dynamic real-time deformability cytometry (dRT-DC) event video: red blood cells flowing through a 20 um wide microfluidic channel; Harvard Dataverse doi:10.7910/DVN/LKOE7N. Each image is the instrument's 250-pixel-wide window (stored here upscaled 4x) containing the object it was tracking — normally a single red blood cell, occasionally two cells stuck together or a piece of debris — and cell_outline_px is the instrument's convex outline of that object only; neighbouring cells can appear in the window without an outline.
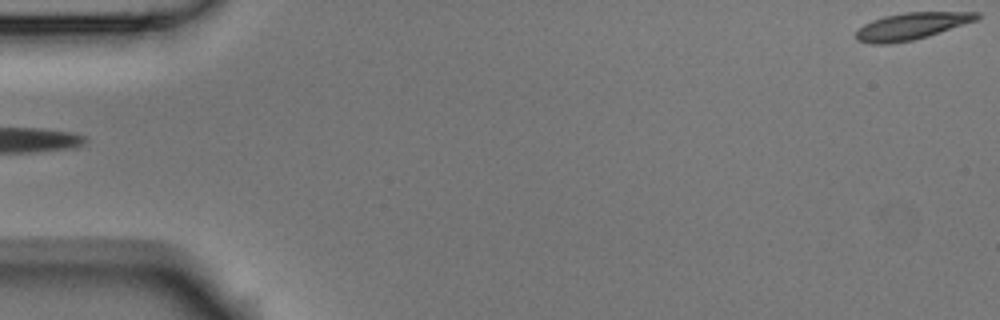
{"species": "Egyptian fruit bat (a non-hibernating species)", "species_latin": "Rousettus aegyptiacus", "temperature_condition": "room temperature", "stored_images_in_passage": 5, "camera_frame_rate_fps": 3000, "um_per_image_px": 0.085, "animal": {"sex": "male"}, "frame": {"image": 1, "passage_image": 5, "time_ms": 1.333, "image_size_px": [1000, 320], "cell_outline_px": [[980, 16], [976, 20], [928, 36], [912, 40], [888, 44], [872, 44], [856, 40], [856, 32], [864, 24], [872, 20], [884, 16], [904, 12], [980, 12]], "centroid_in_image_um": [77.45, 2.22], "position_along_channel_um": 7.5, "area_um2": 18.79}}